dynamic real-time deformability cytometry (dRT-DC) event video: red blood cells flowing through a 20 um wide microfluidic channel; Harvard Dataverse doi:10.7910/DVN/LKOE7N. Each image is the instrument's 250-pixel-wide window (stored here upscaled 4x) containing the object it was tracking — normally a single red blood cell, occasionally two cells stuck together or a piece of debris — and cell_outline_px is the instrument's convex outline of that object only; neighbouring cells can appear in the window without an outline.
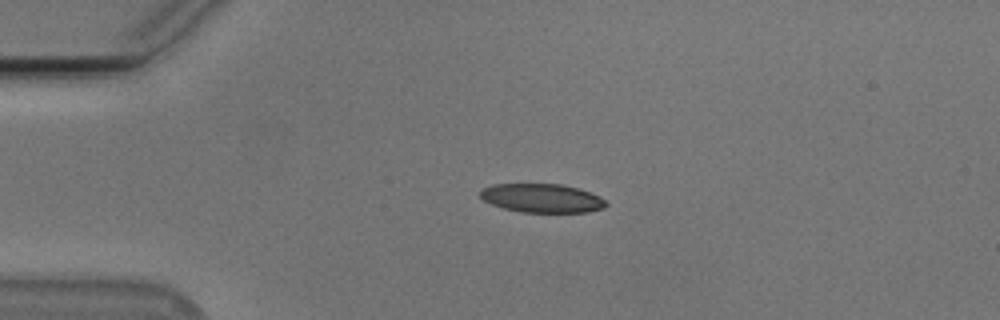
{"species": "Egyptian fruit bat (a non-hibernating species)", "species_latin": "Rousettus aegyptiacus", "temperature_condition": "cold", "stored_images_in_passage": 43, "camera_frame_rate_fps": 3000, "um_per_image_px": 0.085, "animal": {"sex": "male"}, "frame": {"image": 1, "passage_image": 1, "time_ms": 0.0, "image_size_px": [1000, 320], "cell_outline_px": [[608, 204], [604, 208], [588, 212], [520, 212], [504, 208], [492, 204], [484, 200], [480, 196], [480, 192], [484, 188], [492, 184], [560, 184], [576, 188], [600, 196]], "centroid_in_image_um": [46.07, 16.85], "position_along_channel_um": 38.9, "area_um2": 20.92}}
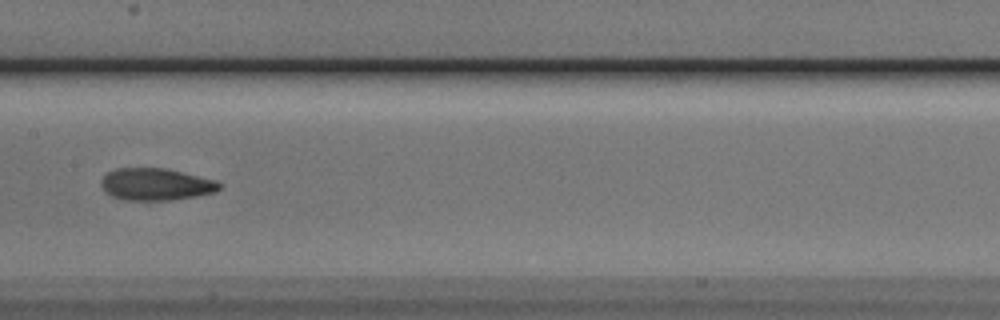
{"frame": {"image": 2, "passage_image": 16, "time_ms": 5.0, "image_size_px": [1000, 320], "cell_outline_px": [[220, 188], [216, 192], [196, 196], [172, 200], [120, 200], [112, 196], [100, 184], [100, 180], [108, 172], [116, 168], [164, 168], [216, 180], [220, 184]], "centroid_in_image_um": [13.24, 15.67], "position_along_channel_um": 194.2, "area_um2": 22.02}}
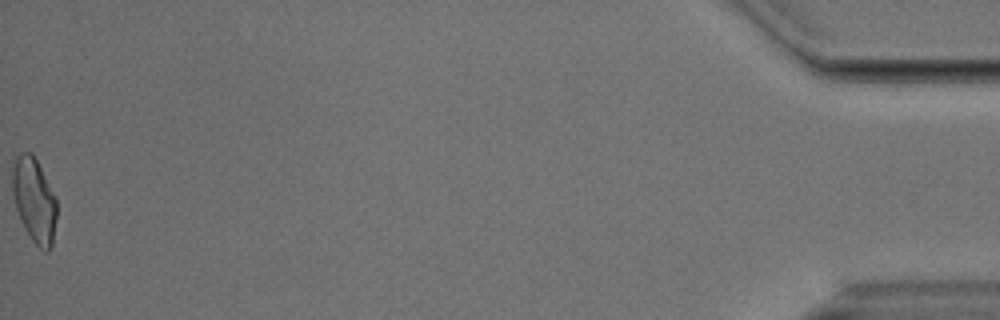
{"frame": {"image": 3, "passage_image": 43, "time_ms": 14.0, "image_size_px": [1000, 320], "cell_outline_px": [[56, 216], [52, 244], [48, 252], [44, 252], [32, 240], [16, 208], [12, 196], [12, 156], [20, 152], [32, 152], [56, 200]], "centroid_in_image_um": [2.87, 16.96], "position_along_channel_um": 432.3, "area_um2": 21.56}, "authors_computed_cell_mechanics": {"area_um2": 21.5594, "velocity_mm_per_s": 3.7672, "shape_relaxation_time_tau1_ms": 5.804, "shape_relaxation_time_tau2_ms": 2.9263, "deformation_change_tau1": 0.1587, "deformation_change_tau2": 0.1038}}